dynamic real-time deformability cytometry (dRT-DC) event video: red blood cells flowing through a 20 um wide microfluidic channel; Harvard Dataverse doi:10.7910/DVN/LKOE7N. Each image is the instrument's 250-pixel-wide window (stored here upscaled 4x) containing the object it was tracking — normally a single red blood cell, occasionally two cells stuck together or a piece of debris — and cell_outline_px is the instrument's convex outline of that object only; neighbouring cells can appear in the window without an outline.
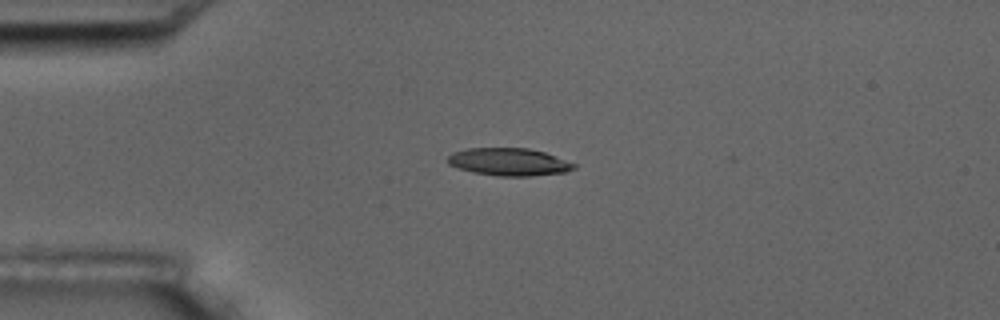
{"species": "common noctule bat (a hibernating species)", "species_latin": "Nyctalus noctula", "temperature_condition": "room temperature", "stored_images_in_passage": 1, "camera_frame_rate_fps": 3000, "um_per_image_px": 0.085, "animal": {"sex": "male", "body_mass_g": 17.5, "forearm_length_mm": 52.3}, "frame": {"image": 1, "passage_image": 1, "time_ms": 0.0, "image_size_px": [1000, 320], "cell_outline_px": [[576, 168], [564, 172], [532, 176], [496, 176], [472, 172], [448, 164], [444, 160], [452, 152], [468, 148], [528, 148], [544, 152], [576, 164]], "centroid_in_image_um": [43.22, 13.76], "position_along_channel_um": 41.8, "area_um2": 20.35}}